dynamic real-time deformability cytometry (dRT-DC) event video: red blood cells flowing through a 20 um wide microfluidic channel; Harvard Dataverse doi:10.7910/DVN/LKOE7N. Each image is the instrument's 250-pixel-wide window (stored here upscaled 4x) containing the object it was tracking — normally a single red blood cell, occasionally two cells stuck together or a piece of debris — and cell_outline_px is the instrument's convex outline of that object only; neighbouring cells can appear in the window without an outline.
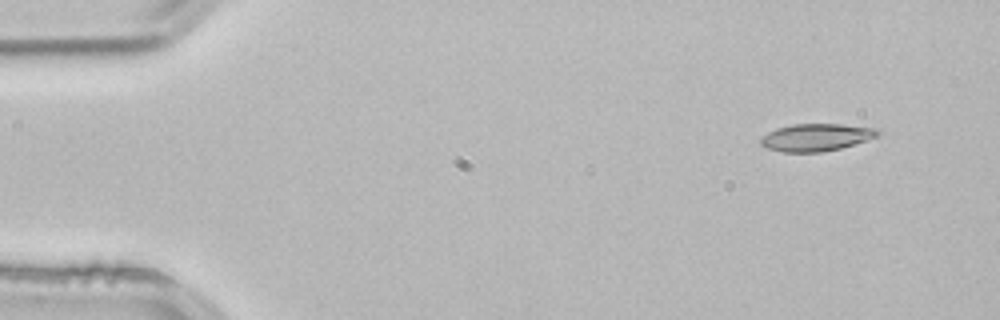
{"species": "common noctule bat (a hibernating species)", "species_latin": "Nyctalus noctula", "temperature_condition": "room temperature", "stored_images_in_passage": 4, "camera_frame_rate_fps": 3000, "um_per_image_px": 0.085, "animal": {"sex": "male", "body_mass_g": 21.5, "forearm_length_mm": 52.0}, "frame": {"image": 1, "passage_image": 1, "time_ms": 0.0, "image_size_px": [1000, 320], "cell_outline_px": [[880, 136], [868, 140], [840, 148], [820, 152], [784, 152], [764, 148], [760, 144], [760, 136], [776, 128], [792, 124], [840, 124], [876, 128], [880, 132]], "centroid_in_image_um": [69.34, 11.67], "position_along_channel_um": 15.7, "area_um2": 18.84}}